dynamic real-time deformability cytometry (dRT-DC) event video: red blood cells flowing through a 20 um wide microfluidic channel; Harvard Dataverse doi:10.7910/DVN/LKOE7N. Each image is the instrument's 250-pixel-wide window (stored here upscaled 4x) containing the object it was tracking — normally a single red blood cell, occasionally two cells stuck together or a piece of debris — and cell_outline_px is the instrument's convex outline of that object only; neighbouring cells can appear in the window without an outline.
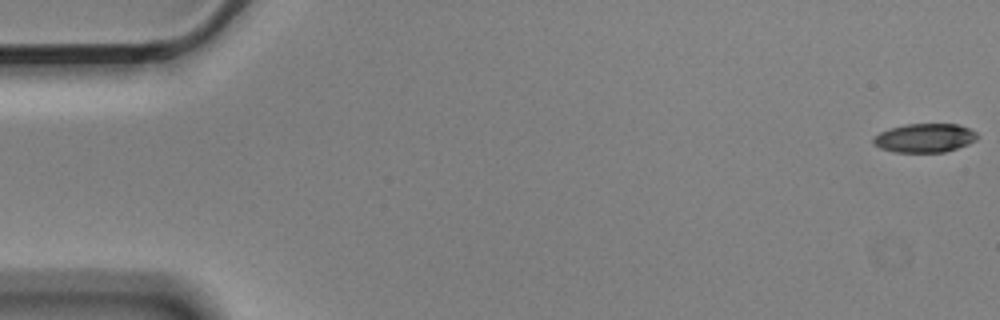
{"species": "Egyptian fruit bat (a non-hibernating species)", "species_latin": "Rousettus aegyptiacus", "temperature_condition": "cold", "stored_images_in_passage": 10, "camera_frame_rate_fps": 3000, "um_per_image_px": 0.085, "animal": {"sex": "male"}, "frame": {"image": 1, "passage_image": 1, "time_ms": 0.0, "image_size_px": [1000, 320], "cell_outline_px": [[980, 136], [976, 140], [968, 144], [944, 152], [896, 152], [880, 148], [872, 144], [872, 140], [880, 132], [888, 128], [904, 124], [960, 124], [976, 132]], "centroid_in_image_um": [78.6, 11.72], "position_along_channel_um": 6.4, "area_um2": 17.57}}